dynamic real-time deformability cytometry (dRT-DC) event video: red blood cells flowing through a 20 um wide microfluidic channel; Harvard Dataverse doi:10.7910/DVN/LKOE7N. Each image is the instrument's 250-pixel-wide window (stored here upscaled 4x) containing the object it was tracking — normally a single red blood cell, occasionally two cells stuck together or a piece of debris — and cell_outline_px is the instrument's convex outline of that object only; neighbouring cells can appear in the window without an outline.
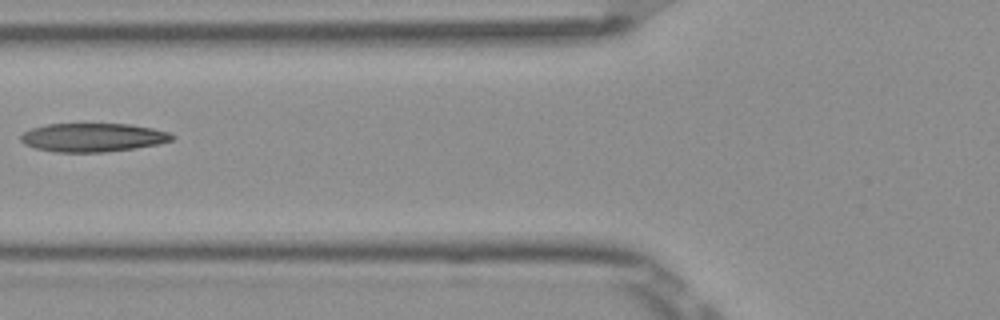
{"species": "Egyptian fruit bat (a non-hibernating species)", "species_latin": "Rousettus aegyptiacus", "temperature_condition": "room temperature", "stored_images_in_passage": 8, "camera_frame_rate_fps": 3000, "um_per_image_px": 0.085, "frame": {"image": 1, "passage_image": 6, "time_ms": 1.667, "image_size_px": [1000, 320], "cell_outline_px": [[176, 136], [172, 140], [160, 144], [136, 148], [104, 152], [56, 152], [36, 148], [24, 144], [20, 140], [20, 136], [24, 132], [32, 128], [48, 124], [128, 124], [152, 128], [168, 132]], "centroid_in_image_um": [7.91, 11.69], "position_along_channel_um": 117.9, "area_um2": 25.2}}
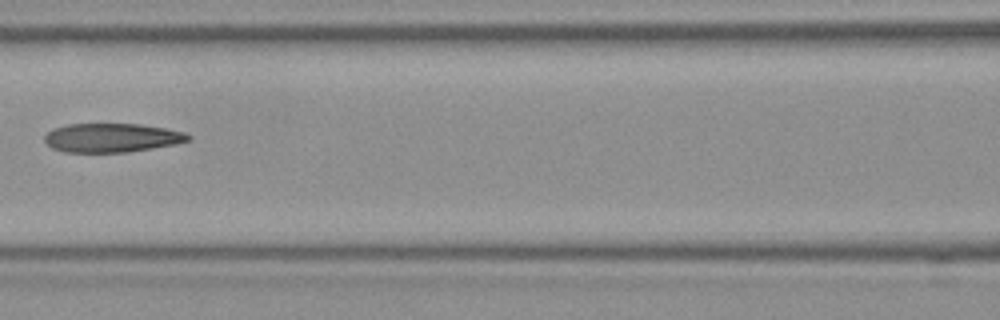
{"frame": {"image": 2, "passage_image": 7, "time_ms": 2.0, "image_size_px": [1000, 320], "cell_outline_px": [[192, 140], [176, 144], [128, 152], [64, 152], [52, 148], [44, 140], [44, 136], [52, 128], [68, 124], [140, 124], [164, 128], [184, 132], [192, 136]], "centroid_in_image_um": [9.51, 11.71], "position_along_channel_um": 157.1, "area_um2": 24.28}}
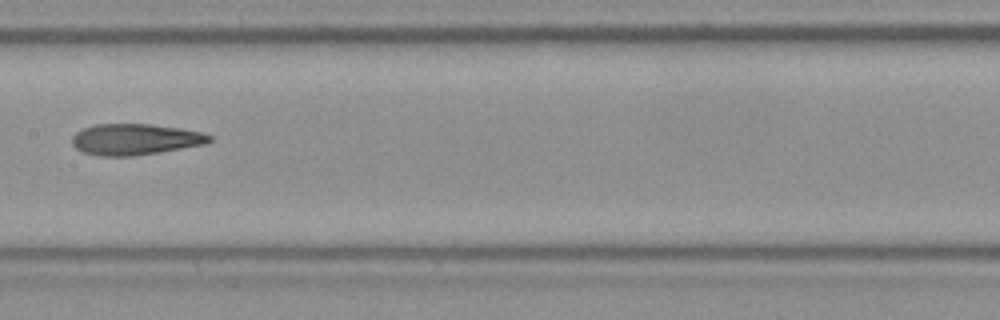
{"frame": {"image": 3, "passage_image": 8, "time_ms": 2.333, "image_size_px": [1000, 320], "cell_outline_px": [[212, 140], [208, 144], [160, 152], [132, 156], [96, 156], [80, 152], [72, 144], [72, 136], [76, 132], [84, 128], [96, 124], [152, 124], [180, 128], [204, 132], [212, 136]], "centroid_in_image_um": [11.51, 11.85], "position_along_channel_um": 195.9, "area_um2": 25.26}}